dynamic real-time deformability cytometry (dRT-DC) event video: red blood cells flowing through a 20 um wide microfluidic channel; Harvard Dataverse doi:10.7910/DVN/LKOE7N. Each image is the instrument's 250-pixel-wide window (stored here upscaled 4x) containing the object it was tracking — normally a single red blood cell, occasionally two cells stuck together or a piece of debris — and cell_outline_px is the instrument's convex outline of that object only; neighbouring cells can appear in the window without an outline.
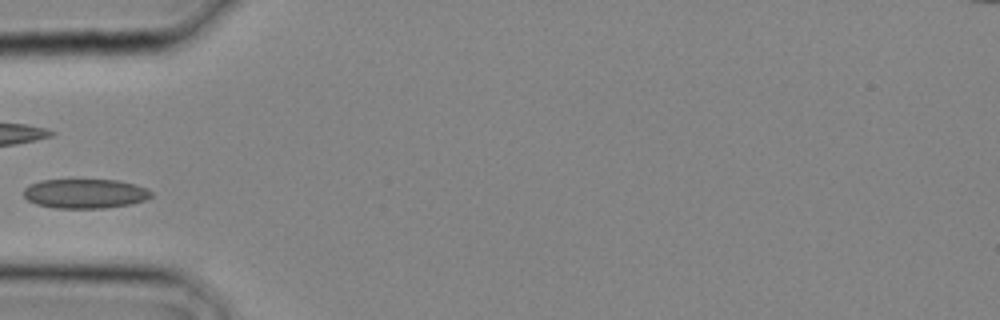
{"species": "common noctule bat (a hibernating species)", "species_latin": "Nyctalus noctula", "temperature_condition": "cold", "stored_images_in_passage": 5, "camera_frame_rate_fps": 3000, "um_per_image_px": 0.085, "animal": {"sex": "male", "body_mass_g": 20.4}, "frame": {"image": 1, "passage_image": 4, "time_ms": 1.0, "image_size_px": [1000, 320], "cell_outline_px": [[152, 196], [144, 200], [132, 204], [104, 208], [56, 208], [36, 204], [28, 200], [24, 196], [24, 188], [28, 184], [40, 180], [116, 180], [132, 184], [144, 188], [152, 192]], "centroid_in_image_um": [7.19, 16.46], "position_along_channel_um": 77.8, "area_um2": 21.79}}